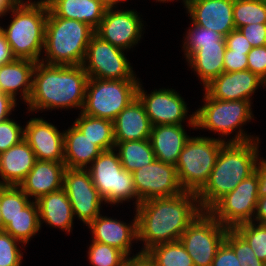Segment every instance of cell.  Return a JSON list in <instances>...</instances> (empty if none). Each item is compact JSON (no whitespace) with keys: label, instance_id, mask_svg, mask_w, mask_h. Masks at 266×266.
Returning a JSON list of instances; mask_svg holds the SVG:
<instances>
[{"label":"cell","instance_id":"cell-8","mask_svg":"<svg viewBox=\"0 0 266 266\" xmlns=\"http://www.w3.org/2000/svg\"><path fill=\"white\" fill-rule=\"evenodd\" d=\"M86 169L106 204L118 205L133 198L136 207L140 204L133 174L123 168L115 149L102 151Z\"/></svg>","mask_w":266,"mask_h":266},{"label":"cell","instance_id":"cell-21","mask_svg":"<svg viewBox=\"0 0 266 266\" xmlns=\"http://www.w3.org/2000/svg\"><path fill=\"white\" fill-rule=\"evenodd\" d=\"M64 162L37 160L19 187L30 199L40 197L63 188ZM32 197V198H31Z\"/></svg>","mask_w":266,"mask_h":266},{"label":"cell","instance_id":"cell-16","mask_svg":"<svg viewBox=\"0 0 266 266\" xmlns=\"http://www.w3.org/2000/svg\"><path fill=\"white\" fill-rule=\"evenodd\" d=\"M137 13L135 10L107 8L95 34L111 45L128 51L138 44L145 30L143 20Z\"/></svg>","mask_w":266,"mask_h":266},{"label":"cell","instance_id":"cell-46","mask_svg":"<svg viewBox=\"0 0 266 266\" xmlns=\"http://www.w3.org/2000/svg\"><path fill=\"white\" fill-rule=\"evenodd\" d=\"M226 48L238 52H250L252 46L239 29H234L225 37Z\"/></svg>","mask_w":266,"mask_h":266},{"label":"cell","instance_id":"cell-4","mask_svg":"<svg viewBox=\"0 0 266 266\" xmlns=\"http://www.w3.org/2000/svg\"><path fill=\"white\" fill-rule=\"evenodd\" d=\"M13 18L7 28L0 26L12 55L18 59L41 61L48 6L44 1H18L8 13Z\"/></svg>","mask_w":266,"mask_h":266},{"label":"cell","instance_id":"cell-19","mask_svg":"<svg viewBox=\"0 0 266 266\" xmlns=\"http://www.w3.org/2000/svg\"><path fill=\"white\" fill-rule=\"evenodd\" d=\"M234 0H190L184 4L191 22L227 36L235 28Z\"/></svg>","mask_w":266,"mask_h":266},{"label":"cell","instance_id":"cell-50","mask_svg":"<svg viewBox=\"0 0 266 266\" xmlns=\"http://www.w3.org/2000/svg\"><path fill=\"white\" fill-rule=\"evenodd\" d=\"M253 222L266 225V196L258 198Z\"/></svg>","mask_w":266,"mask_h":266},{"label":"cell","instance_id":"cell-31","mask_svg":"<svg viewBox=\"0 0 266 266\" xmlns=\"http://www.w3.org/2000/svg\"><path fill=\"white\" fill-rule=\"evenodd\" d=\"M115 151H118L123 168L132 173L156 159L150 139L118 142Z\"/></svg>","mask_w":266,"mask_h":266},{"label":"cell","instance_id":"cell-48","mask_svg":"<svg viewBox=\"0 0 266 266\" xmlns=\"http://www.w3.org/2000/svg\"><path fill=\"white\" fill-rule=\"evenodd\" d=\"M255 171L258 176V198L266 196V159L260 157Z\"/></svg>","mask_w":266,"mask_h":266},{"label":"cell","instance_id":"cell-32","mask_svg":"<svg viewBox=\"0 0 266 266\" xmlns=\"http://www.w3.org/2000/svg\"><path fill=\"white\" fill-rule=\"evenodd\" d=\"M143 257L152 266H194L191 256L180 240L154 245Z\"/></svg>","mask_w":266,"mask_h":266},{"label":"cell","instance_id":"cell-56","mask_svg":"<svg viewBox=\"0 0 266 266\" xmlns=\"http://www.w3.org/2000/svg\"><path fill=\"white\" fill-rule=\"evenodd\" d=\"M169 1H172V0H159V2L161 3V2H169ZM187 1H189V0H183V4H185Z\"/></svg>","mask_w":266,"mask_h":266},{"label":"cell","instance_id":"cell-42","mask_svg":"<svg viewBox=\"0 0 266 266\" xmlns=\"http://www.w3.org/2000/svg\"><path fill=\"white\" fill-rule=\"evenodd\" d=\"M247 56V69L266 83V46L252 47Z\"/></svg>","mask_w":266,"mask_h":266},{"label":"cell","instance_id":"cell-13","mask_svg":"<svg viewBox=\"0 0 266 266\" xmlns=\"http://www.w3.org/2000/svg\"><path fill=\"white\" fill-rule=\"evenodd\" d=\"M139 82L137 87V97L142 102L146 114L152 126L155 125H182L184 120L188 121L189 127L195 130V114L189 117L188 107L184 98L174 89H155L150 94H146ZM189 118V119H188Z\"/></svg>","mask_w":266,"mask_h":266},{"label":"cell","instance_id":"cell-24","mask_svg":"<svg viewBox=\"0 0 266 266\" xmlns=\"http://www.w3.org/2000/svg\"><path fill=\"white\" fill-rule=\"evenodd\" d=\"M36 63L29 59L15 58L12 62L1 65L0 92L11 96L15 101H17L16 94L20 93L21 100L27 103L32 92Z\"/></svg>","mask_w":266,"mask_h":266},{"label":"cell","instance_id":"cell-35","mask_svg":"<svg viewBox=\"0 0 266 266\" xmlns=\"http://www.w3.org/2000/svg\"><path fill=\"white\" fill-rule=\"evenodd\" d=\"M184 37L182 48L187 60L201 48V45L225 43V36L194 23H191V28L187 30Z\"/></svg>","mask_w":266,"mask_h":266},{"label":"cell","instance_id":"cell-41","mask_svg":"<svg viewBox=\"0 0 266 266\" xmlns=\"http://www.w3.org/2000/svg\"><path fill=\"white\" fill-rule=\"evenodd\" d=\"M24 139V126L9 118L0 122V153L7 151L12 146Z\"/></svg>","mask_w":266,"mask_h":266},{"label":"cell","instance_id":"cell-54","mask_svg":"<svg viewBox=\"0 0 266 266\" xmlns=\"http://www.w3.org/2000/svg\"><path fill=\"white\" fill-rule=\"evenodd\" d=\"M242 266H266V263L262 260L256 262L243 263Z\"/></svg>","mask_w":266,"mask_h":266},{"label":"cell","instance_id":"cell-53","mask_svg":"<svg viewBox=\"0 0 266 266\" xmlns=\"http://www.w3.org/2000/svg\"><path fill=\"white\" fill-rule=\"evenodd\" d=\"M99 1L100 3H102L105 7L107 8H117V4L120 2H124L126 0H97Z\"/></svg>","mask_w":266,"mask_h":266},{"label":"cell","instance_id":"cell-45","mask_svg":"<svg viewBox=\"0 0 266 266\" xmlns=\"http://www.w3.org/2000/svg\"><path fill=\"white\" fill-rule=\"evenodd\" d=\"M211 266H242L234 250L225 242L219 246Z\"/></svg>","mask_w":266,"mask_h":266},{"label":"cell","instance_id":"cell-43","mask_svg":"<svg viewBox=\"0 0 266 266\" xmlns=\"http://www.w3.org/2000/svg\"><path fill=\"white\" fill-rule=\"evenodd\" d=\"M249 52H238L226 48L224 55V72L247 70Z\"/></svg>","mask_w":266,"mask_h":266},{"label":"cell","instance_id":"cell-30","mask_svg":"<svg viewBox=\"0 0 266 266\" xmlns=\"http://www.w3.org/2000/svg\"><path fill=\"white\" fill-rule=\"evenodd\" d=\"M73 124L102 151L115 149L113 121L80 112Z\"/></svg>","mask_w":266,"mask_h":266},{"label":"cell","instance_id":"cell-22","mask_svg":"<svg viewBox=\"0 0 266 266\" xmlns=\"http://www.w3.org/2000/svg\"><path fill=\"white\" fill-rule=\"evenodd\" d=\"M115 145L118 142L150 139L152 124L138 97L113 120Z\"/></svg>","mask_w":266,"mask_h":266},{"label":"cell","instance_id":"cell-44","mask_svg":"<svg viewBox=\"0 0 266 266\" xmlns=\"http://www.w3.org/2000/svg\"><path fill=\"white\" fill-rule=\"evenodd\" d=\"M252 47L266 46V24H250L238 28Z\"/></svg>","mask_w":266,"mask_h":266},{"label":"cell","instance_id":"cell-29","mask_svg":"<svg viewBox=\"0 0 266 266\" xmlns=\"http://www.w3.org/2000/svg\"><path fill=\"white\" fill-rule=\"evenodd\" d=\"M225 51L226 43L201 45V48L186 60L189 67L191 66L190 68L200 78L203 87L224 72Z\"/></svg>","mask_w":266,"mask_h":266},{"label":"cell","instance_id":"cell-52","mask_svg":"<svg viewBox=\"0 0 266 266\" xmlns=\"http://www.w3.org/2000/svg\"><path fill=\"white\" fill-rule=\"evenodd\" d=\"M127 266H152L144 257L130 260Z\"/></svg>","mask_w":266,"mask_h":266},{"label":"cell","instance_id":"cell-5","mask_svg":"<svg viewBox=\"0 0 266 266\" xmlns=\"http://www.w3.org/2000/svg\"><path fill=\"white\" fill-rule=\"evenodd\" d=\"M95 30L88 24L55 16L48 9L45 25L44 57L49 65H82Z\"/></svg>","mask_w":266,"mask_h":266},{"label":"cell","instance_id":"cell-36","mask_svg":"<svg viewBox=\"0 0 266 266\" xmlns=\"http://www.w3.org/2000/svg\"><path fill=\"white\" fill-rule=\"evenodd\" d=\"M32 200L19 186H7L1 195L0 209L3 220V229L11 219L21 213Z\"/></svg>","mask_w":266,"mask_h":266},{"label":"cell","instance_id":"cell-7","mask_svg":"<svg viewBox=\"0 0 266 266\" xmlns=\"http://www.w3.org/2000/svg\"><path fill=\"white\" fill-rule=\"evenodd\" d=\"M219 137H190L175 165L178 181L184 191L198 193L207 183L221 147Z\"/></svg>","mask_w":266,"mask_h":266},{"label":"cell","instance_id":"cell-26","mask_svg":"<svg viewBox=\"0 0 266 266\" xmlns=\"http://www.w3.org/2000/svg\"><path fill=\"white\" fill-rule=\"evenodd\" d=\"M36 203L40 225L46 223L53 228H59L70 234L75 217L71 203L63 188L40 197Z\"/></svg>","mask_w":266,"mask_h":266},{"label":"cell","instance_id":"cell-14","mask_svg":"<svg viewBox=\"0 0 266 266\" xmlns=\"http://www.w3.org/2000/svg\"><path fill=\"white\" fill-rule=\"evenodd\" d=\"M63 189L71 203L74 217L77 216L85 225L100 215L104 200L95 188L87 169L66 168Z\"/></svg>","mask_w":266,"mask_h":266},{"label":"cell","instance_id":"cell-17","mask_svg":"<svg viewBox=\"0 0 266 266\" xmlns=\"http://www.w3.org/2000/svg\"><path fill=\"white\" fill-rule=\"evenodd\" d=\"M134 215L133 222L131 221L129 224L116 218L102 216V214L98 215L87 225L93 235L91 241L115 247L122 251L130 260L143 257L140 252L129 257L133 241L138 240L137 215Z\"/></svg>","mask_w":266,"mask_h":266},{"label":"cell","instance_id":"cell-11","mask_svg":"<svg viewBox=\"0 0 266 266\" xmlns=\"http://www.w3.org/2000/svg\"><path fill=\"white\" fill-rule=\"evenodd\" d=\"M124 52L94 34L82 64L84 71L89 78L101 80H139Z\"/></svg>","mask_w":266,"mask_h":266},{"label":"cell","instance_id":"cell-33","mask_svg":"<svg viewBox=\"0 0 266 266\" xmlns=\"http://www.w3.org/2000/svg\"><path fill=\"white\" fill-rule=\"evenodd\" d=\"M41 227L38 206L36 201L32 200L3 230L22 242L23 247V244L25 246L37 235Z\"/></svg>","mask_w":266,"mask_h":266},{"label":"cell","instance_id":"cell-37","mask_svg":"<svg viewBox=\"0 0 266 266\" xmlns=\"http://www.w3.org/2000/svg\"><path fill=\"white\" fill-rule=\"evenodd\" d=\"M88 249L92 266H127L130 261L122 251L107 244L92 241Z\"/></svg>","mask_w":266,"mask_h":266},{"label":"cell","instance_id":"cell-12","mask_svg":"<svg viewBox=\"0 0 266 266\" xmlns=\"http://www.w3.org/2000/svg\"><path fill=\"white\" fill-rule=\"evenodd\" d=\"M258 176L255 171L236 188L220 198L208 212L223 226L253 221L258 201Z\"/></svg>","mask_w":266,"mask_h":266},{"label":"cell","instance_id":"cell-18","mask_svg":"<svg viewBox=\"0 0 266 266\" xmlns=\"http://www.w3.org/2000/svg\"><path fill=\"white\" fill-rule=\"evenodd\" d=\"M24 140L40 161L64 162V130L43 118H31L24 126Z\"/></svg>","mask_w":266,"mask_h":266},{"label":"cell","instance_id":"cell-20","mask_svg":"<svg viewBox=\"0 0 266 266\" xmlns=\"http://www.w3.org/2000/svg\"><path fill=\"white\" fill-rule=\"evenodd\" d=\"M261 86L266 88V83L247 69L221 73L204 87V91L213 99L251 102L252 95Z\"/></svg>","mask_w":266,"mask_h":266},{"label":"cell","instance_id":"cell-55","mask_svg":"<svg viewBox=\"0 0 266 266\" xmlns=\"http://www.w3.org/2000/svg\"><path fill=\"white\" fill-rule=\"evenodd\" d=\"M7 187V185H4L3 183H0V200H1V195L2 191ZM0 230H3V220L1 216V209H0Z\"/></svg>","mask_w":266,"mask_h":266},{"label":"cell","instance_id":"cell-49","mask_svg":"<svg viewBox=\"0 0 266 266\" xmlns=\"http://www.w3.org/2000/svg\"><path fill=\"white\" fill-rule=\"evenodd\" d=\"M15 57L12 55L10 46L6 41L5 35L0 29V66L12 62Z\"/></svg>","mask_w":266,"mask_h":266},{"label":"cell","instance_id":"cell-3","mask_svg":"<svg viewBox=\"0 0 266 266\" xmlns=\"http://www.w3.org/2000/svg\"><path fill=\"white\" fill-rule=\"evenodd\" d=\"M259 141L226 142L221 147L207 183L197 193L202 211H208L220 198L255 172L260 158Z\"/></svg>","mask_w":266,"mask_h":266},{"label":"cell","instance_id":"cell-9","mask_svg":"<svg viewBox=\"0 0 266 266\" xmlns=\"http://www.w3.org/2000/svg\"><path fill=\"white\" fill-rule=\"evenodd\" d=\"M139 82L89 78L81 113L113 121L137 97Z\"/></svg>","mask_w":266,"mask_h":266},{"label":"cell","instance_id":"cell-47","mask_svg":"<svg viewBox=\"0 0 266 266\" xmlns=\"http://www.w3.org/2000/svg\"><path fill=\"white\" fill-rule=\"evenodd\" d=\"M16 102L11 96L0 92V122L9 119L11 112L17 106Z\"/></svg>","mask_w":266,"mask_h":266},{"label":"cell","instance_id":"cell-15","mask_svg":"<svg viewBox=\"0 0 266 266\" xmlns=\"http://www.w3.org/2000/svg\"><path fill=\"white\" fill-rule=\"evenodd\" d=\"M135 190L141 202L179 195L181 188L175 165L155 159L133 173Z\"/></svg>","mask_w":266,"mask_h":266},{"label":"cell","instance_id":"cell-51","mask_svg":"<svg viewBox=\"0 0 266 266\" xmlns=\"http://www.w3.org/2000/svg\"><path fill=\"white\" fill-rule=\"evenodd\" d=\"M18 0H0V17L6 16L8 10L12 8Z\"/></svg>","mask_w":266,"mask_h":266},{"label":"cell","instance_id":"cell-39","mask_svg":"<svg viewBox=\"0 0 266 266\" xmlns=\"http://www.w3.org/2000/svg\"><path fill=\"white\" fill-rule=\"evenodd\" d=\"M19 240L0 230V266H21L23 254Z\"/></svg>","mask_w":266,"mask_h":266},{"label":"cell","instance_id":"cell-40","mask_svg":"<svg viewBox=\"0 0 266 266\" xmlns=\"http://www.w3.org/2000/svg\"><path fill=\"white\" fill-rule=\"evenodd\" d=\"M224 241L234 250L241 264L259 261L247 241L234 228H228Z\"/></svg>","mask_w":266,"mask_h":266},{"label":"cell","instance_id":"cell-6","mask_svg":"<svg viewBox=\"0 0 266 266\" xmlns=\"http://www.w3.org/2000/svg\"><path fill=\"white\" fill-rule=\"evenodd\" d=\"M204 104L195 112V128L206 129L221 135L224 142H246L260 139L253 135L247 134L242 130V126L247 122L254 120L250 101L245 100H218L211 98L206 92L204 93ZM238 131H235L237 130ZM236 132L232 139L227 137ZM246 132V133H245Z\"/></svg>","mask_w":266,"mask_h":266},{"label":"cell","instance_id":"cell-34","mask_svg":"<svg viewBox=\"0 0 266 266\" xmlns=\"http://www.w3.org/2000/svg\"><path fill=\"white\" fill-rule=\"evenodd\" d=\"M233 21L236 29L250 24H266V0H234Z\"/></svg>","mask_w":266,"mask_h":266},{"label":"cell","instance_id":"cell-25","mask_svg":"<svg viewBox=\"0 0 266 266\" xmlns=\"http://www.w3.org/2000/svg\"><path fill=\"white\" fill-rule=\"evenodd\" d=\"M186 133L183 125L152 126L150 142L155 158L176 165L185 143L190 138Z\"/></svg>","mask_w":266,"mask_h":266},{"label":"cell","instance_id":"cell-23","mask_svg":"<svg viewBox=\"0 0 266 266\" xmlns=\"http://www.w3.org/2000/svg\"><path fill=\"white\" fill-rule=\"evenodd\" d=\"M36 161L34 151L24 139L0 153V183L7 186H19Z\"/></svg>","mask_w":266,"mask_h":266},{"label":"cell","instance_id":"cell-38","mask_svg":"<svg viewBox=\"0 0 266 266\" xmlns=\"http://www.w3.org/2000/svg\"><path fill=\"white\" fill-rule=\"evenodd\" d=\"M234 229L247 241L256 257L266 263V225L251 221Z\"/></svg>","mask_w":266,"mask_h":266},{"label":"cell","instance_id":"cell-2","mask_svg":"<svg viewBox=\"0 0 266 266\" xmlns=\"http://www.w3.org/2000/svg\"><path fill=\"white\" fill-rule=\"evenodd\" d=\"M88 74L82 65H49L36 63L33 72L32 92L27 101L30 113L43 110H82Z\"/></svg>","mask_w":266,"mask_h":266},{"label":"cell","instance_id":"cell-10","mask_svg":"<svg viewBox=\"0 0 266 266\" xmlns=\"http://www.w3.org/2000/svg\"><path fill=\"white\" fill-rule=\"evenodd\" d=\"M228 231L208 211H202L180 237L194 266H211Z\"/></svg>","mask_w":266,"mask_h":266},{"label":"cell","instance_id":"cell-28","mask_svg":"<svg viewBox=\"0 0 266 266\" xmlns=\"http://www.w3.org/2000/svg\"><path fill=\"white\" fill-rule=\"evenodd\" d=\"M63 147L66 168L86 169L102 152L74 124L64 131Z\"/></svg>","mask_w":266,"mask_h":266},{"label":"cell","instance_id":"cell-27","mask_svg":"<svg viewBox=\"0 0 266 266\" xmlns=\"http://www.w3.org/2000/svg\"><path fill=\"white\" fill-rule=\"evenodd\" d=\"M46 3L55 16L86 23L94 30L99 26L107 9L97 0H47Z\"/></svg>","mask_w":266,"mask_h":266},{"label":"cell","instance_id":"cell-1","mask_svg":"<svg viewBox=\"0 0 266 266\" xmlns=\"http://www.w3.org/2000/svg\"><path fill=\"white\" fill-rule=\"evenodd\" d=\"M135 209L142 255L154 245L178 241L202 212L197 194L189 191L140 202Z\"/></svg>","mask_w":266,"mask_h":266},{"label":"cell","instance_id":"cell-57","mask_svg":"<svg viewBox=\"0 0 266 266\" xmlns=\"http://www.w3.org/2000/svg\"><path fill=\"white\" fill-rule=\"evenodd\" d=\"M18 1H25V0H18ZM38 1H44V2H46L47 0H38Z\"/></svg>","mask_w":266,"mask_h":266}]
</instances>
